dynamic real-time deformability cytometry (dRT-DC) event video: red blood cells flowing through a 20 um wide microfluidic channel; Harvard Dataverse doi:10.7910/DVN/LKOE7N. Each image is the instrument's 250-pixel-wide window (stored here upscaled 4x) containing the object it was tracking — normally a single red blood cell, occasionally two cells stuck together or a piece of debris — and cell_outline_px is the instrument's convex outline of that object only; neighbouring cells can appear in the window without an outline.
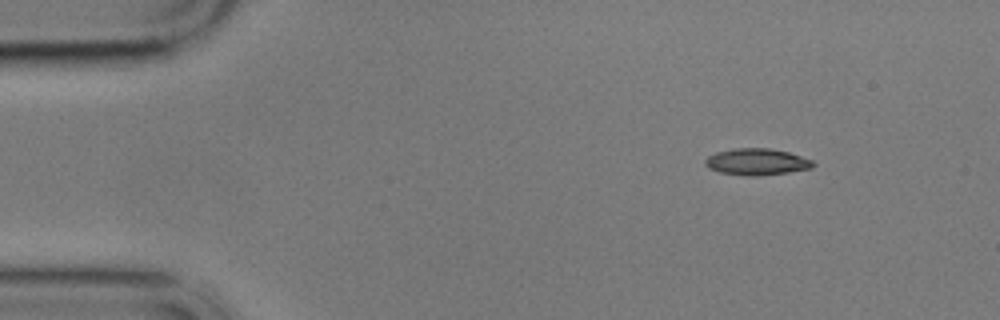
{"species": "common noctule bat (a hibernating species)", "species_latin": "Nyctalus noctula", "temperature_condition": "cold", "stored_images_in_passage": 7, "camera_frame_rate_fps": 3000, "um_per_image_px": 0.085, "animal": {"sex": "male", "body_mass_g": 17.9}, "frame": {"image": 1, "passage_image": 1, "time_ms": 0.0, "image_size_px": [1000, 320], "cell_outline_px": [[816, 164], [812, 168], [788, 172], [756, 176], [744, 176], [720, 172], [708, 168], [704, 164], [704, 160], [708, 156], [716, 152], [732, 148], [768, 148], [788, 152], [812, 160]], "centroid_in_image_um": [64.29, 13.75], "position_along_channel_um": 20.7, "area_um2": 16.76}}
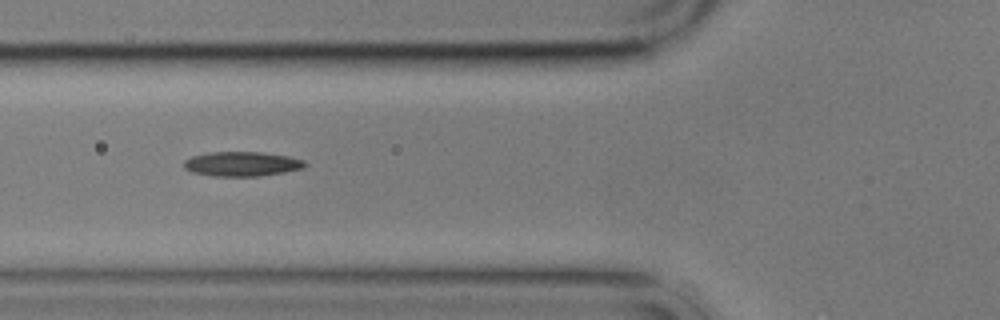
{"frame": {"image": 2, "passage_image": 5, "time_ms": 4.667, "image_size_px": [1000, 320], "cell_outline_px": [[308, 164], [304, 168], [284, 172], [260, 176], [212, 176], [192, 172], [184, 168], [184, 160], [192, 156], [208, 152], [260, 152], [288, 156], [304, 160]], "centroid_in_image_um": [20.56, 13.93], "position_along_channel_um": 105.2, "area_um2": 17.4}}
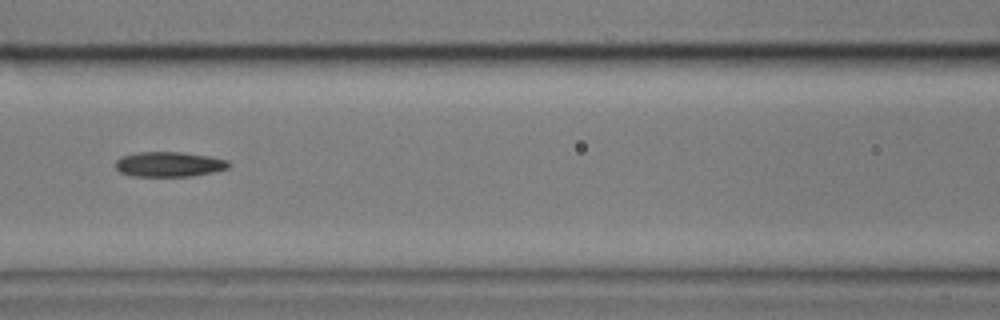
{"frame": {"image": 3, "passage_image": 6, "time_ms": 6.0, "image_size_px": [1000, 320], "cell_outline_px": [[232, 164], [228, 168], [212, 172], [192, 176], [132, 176], [120, 172], [116, 168], [116, 160], [120, 156], [136, 152], [180, 152], [208, 156], [228, 160]], "centroid_in_image_um": [14.36, 13.96], "position_along_channel_um": 152.2, "area_um2": 16.53}}